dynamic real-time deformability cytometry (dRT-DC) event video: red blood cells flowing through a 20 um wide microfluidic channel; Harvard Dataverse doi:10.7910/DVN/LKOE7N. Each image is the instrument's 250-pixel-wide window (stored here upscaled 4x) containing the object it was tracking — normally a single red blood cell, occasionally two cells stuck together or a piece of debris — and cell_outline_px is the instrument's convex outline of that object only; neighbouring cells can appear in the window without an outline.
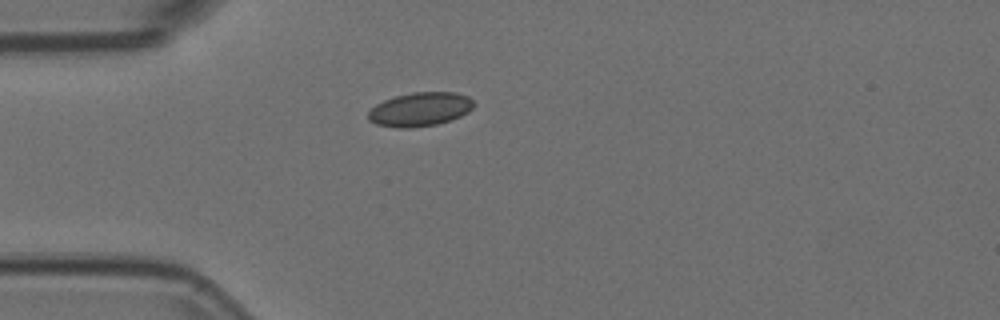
{"species": "Egyptian fruit bat (a non-hibernating species)", "species_latin": "Rousettus aegyptiacus", "temperature_condition": "room temperature", "stored_images_in_passage": 1, "camera_frame_rate_fps": 3000, "um_per_image_px": 0.085, "animal": {"sex": "female"}, "frame": {"image": 1, "passage_image": 1, "time_ms": 0.0, "image_size_px": [1000, 320], "cell_outline_px": [[476, 104], [468, 112], [452, 120], [436, 124], [412, 128], [396, 128], [376, 124], [368, 120], [368, 112], [376, 104], [384, 100], [396, 96], [412, 92], [456, 92], [468, 96]], "centroid_in_image_um": [35.71, 9.29], "position_along_channel_um": 49.3, "area_um2": 20.98}}